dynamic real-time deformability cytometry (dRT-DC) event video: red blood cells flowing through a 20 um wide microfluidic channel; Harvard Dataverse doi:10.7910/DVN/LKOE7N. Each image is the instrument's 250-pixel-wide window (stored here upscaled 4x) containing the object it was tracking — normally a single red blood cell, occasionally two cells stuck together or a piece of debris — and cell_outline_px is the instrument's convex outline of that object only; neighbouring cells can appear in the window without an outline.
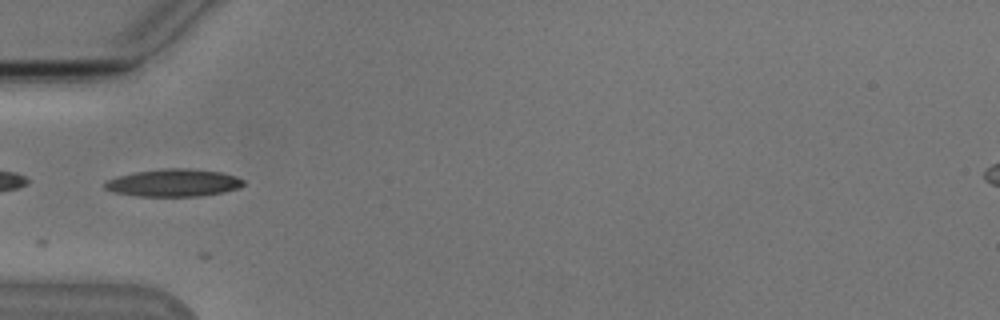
{"species": "Egyptian fruit bat (a non-hibernating species)", "species_latin": "Rousettus aegyptiacus", "temperature_condition": "cold", "stored_images_in_passage": 4, "camera_frame_rate_fps": 3000, "um_per_image_px": 0.085, "animal": {"sex": "male"}, "frame": {"image": 1, "passage_image": 1, "time_ms": 0.0, "image_size_px": [1000, 320], "cell_outline_px": [[244, 184], [240, 188], [224, 192], [200, 196], [136, 196], [112, 192], [104, 188], [104, 184], [108, 180], [120, 176], [136, 172], [164, 168], [188, 168], [220, 172], [236, 176], [244, 180]], "centroid_in_image_um": [14.78, 15.54], "position_along_channel_um": 70.2, "area_um2": 22.2}}